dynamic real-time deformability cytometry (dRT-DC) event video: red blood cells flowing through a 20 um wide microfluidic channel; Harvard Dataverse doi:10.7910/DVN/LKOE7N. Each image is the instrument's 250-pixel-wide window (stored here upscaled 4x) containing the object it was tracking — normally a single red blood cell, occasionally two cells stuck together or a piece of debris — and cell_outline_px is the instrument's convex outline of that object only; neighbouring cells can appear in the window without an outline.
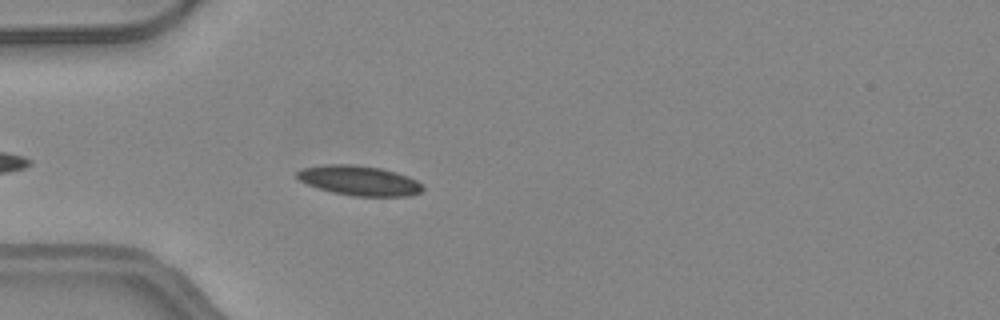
{"species": "common noctule bat (a hibernating species)", "species_latin": "Nyctalus noctula", "temperature_condition": "warm", "stored_images_in_passage": 28, "camera_frame_rate_fps": 3000, "um_per_image_px": 0.085, "animal": {"sex": "female", "body_mass_g": 24.6, "forearm_length_mm": 56.2}, "frame": {"image": 1, "passage_image": 5, "time_ms": 1.333, "image_size_px": [1000, 320], "cell_outline_px": [[424, 188], [420, 192], [408, 196], [352, 196], [332, 192], [308, 184], [300, 180], [296, 176], [296, 172], [304, 168], [324, 164], [352, 164], [380, 168], [396, 172], [408, 176], [416, 180]], "centroid_in_image_um": [30.54, 15.34], "position_along_channel_um": 54.5, "area_um2": 21.68}}
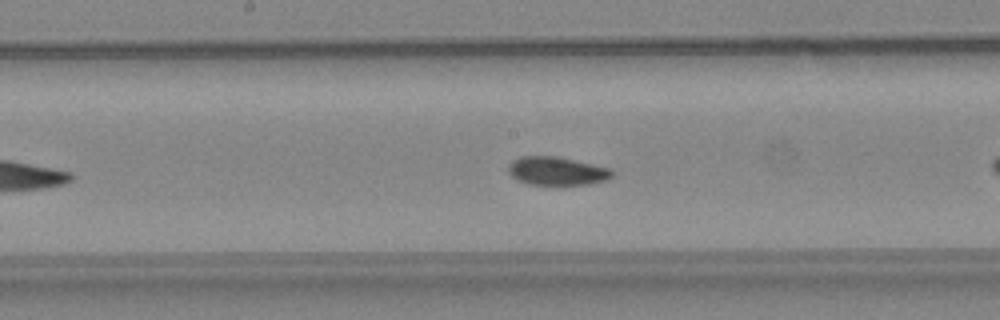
{"frame": {"image": 2, "passage_image": 13, "time_ms": 4.0, "image_size_px": [1000, 320], "cell_outline_px": [[612, 176], [608, 180], [588, 184], [528, 184], [516, 180], [508, 172], [508, 164], [512, 160], [520, 156], [556, 156], [612, 168]], "centroid_in_image_um": [47.31, 14.53], "position_along_channel_um": 200.9, "area_um2": 17.22}}
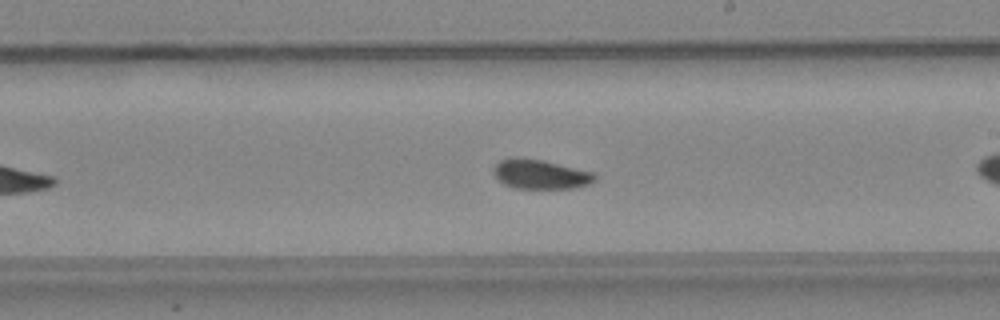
{"frame": {"image": 3, "passage_image": 16, "time_ms": 5.0, "image_size_px": [1000, 320], "cell_outline_px": [[596, 180], [588, 184], [572, 188], [516, 188], [504, 184], [496, 176], [492, 168], [500, 160], [512, 156], [544, 160], [592, 172], [596, 176]], "centroid_in_image_um": [45.91, 14.79], "position_along_channel_um": 243.1, "area_um2": 17.28}, "authors_computed_cell_mechanics": {"area_um2": 17.5134, "velocity_mm_per_s": 4.2225, "shape_relaxation_time_tau1_ms": 6.6176, "shape_relaxation_time_tau2_ms": null, "deformation_change_tau1": 0.0967, "deformation_change_tau2": null}}